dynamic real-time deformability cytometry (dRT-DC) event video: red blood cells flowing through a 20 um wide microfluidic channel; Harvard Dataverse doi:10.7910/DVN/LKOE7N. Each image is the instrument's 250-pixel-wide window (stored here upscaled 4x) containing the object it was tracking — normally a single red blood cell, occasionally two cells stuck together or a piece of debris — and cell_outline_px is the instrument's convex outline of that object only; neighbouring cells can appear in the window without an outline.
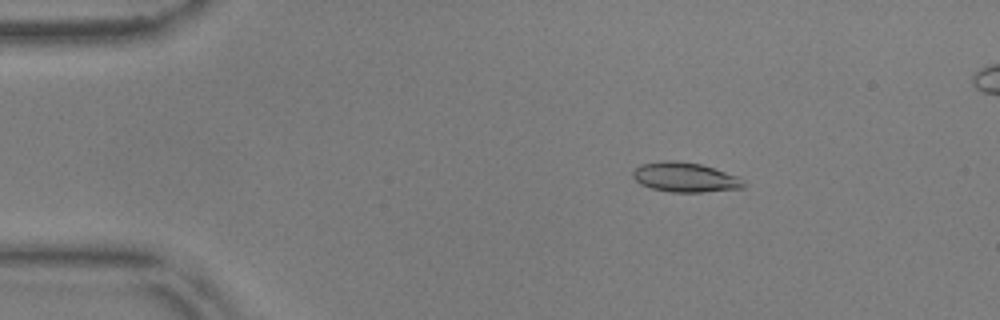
{"species": "common noctule bat (a hibernating species)", "species_latin": "Nyctalus noctula", "temperature_condition": "warm", "stored_images_in_passage": 54, "camera_frame_rate_fps": 3000, "um_per_image_px": 0.085, "animal": {"sex": "male", "body_mass_g": 17.9, "forearm_length_mm": 54.2}, "frame": {"image": 1, "passage_image": 8, "time_ms": 2.333, "image_size_px": [1000, 320], "cell_outline_px": [[744, 188], [700, 192], [672, 192], [652, 188], [640, 184], [632, 176], [632, 172], [640, 164], [660, 160], [676, 160], [700, 164], [736, 176], [744, 184]], "centroid_in_image_um": [58.16, 15.06], "position_along_channel_um": 26.8, "area_um2": 18.9}}
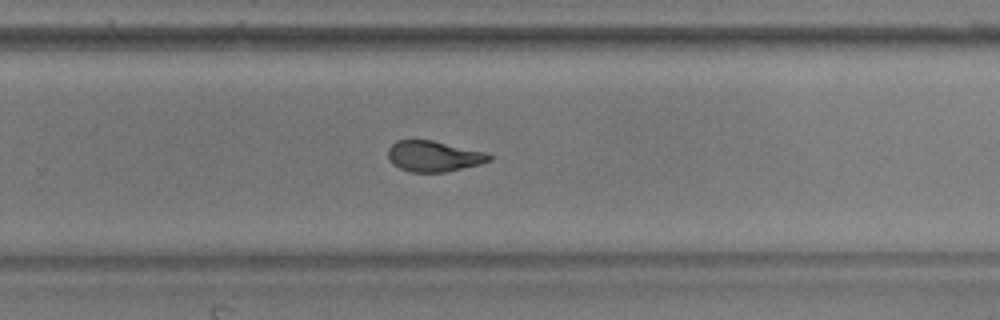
{"frame": {"image": 2, "passage_image": 35, "time_ms": 11.333, "image_size_px": [1000, 320], "cell_outline_px": [[492, 160], [480, 164], [444, 172], [412, 172], [400, 168], [392, 164], [388, 156], [388, 148], [396, 140], [432, 140], [484, 152], [492, 156]], "centroid_in_image_um": [36.84, 13.28], "position_along_channel_um": 293.0, "area_um2": 17.98}}
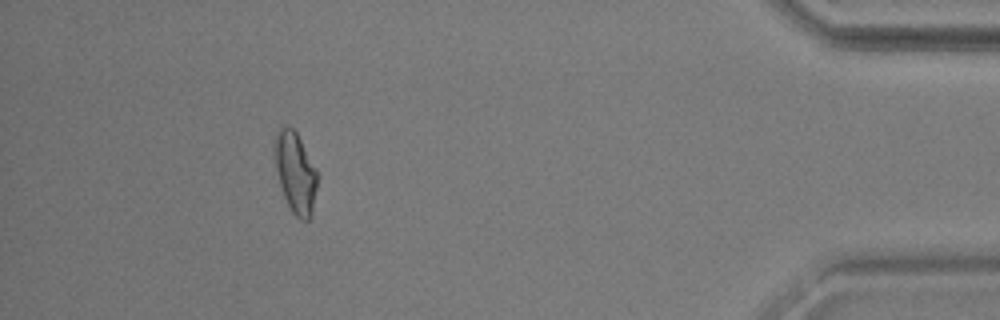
{"frame": {"image": 3, "passage_image": 49, "time_ms": 16.0, "image_size_px": [1000, 320], "cell_outline_px": [[320, 176], [312, 216], [308, 220], [300, 220], [292, 212], [284, 196], [276, 172], [272, 148], [276, 132], [280, 128], [292, 128], [296, 132], [320, 172]], "centroid_in_image_um": [25.14, 14.69], "position_along_channel_um": 410.1, "area_um2": 20.87}}